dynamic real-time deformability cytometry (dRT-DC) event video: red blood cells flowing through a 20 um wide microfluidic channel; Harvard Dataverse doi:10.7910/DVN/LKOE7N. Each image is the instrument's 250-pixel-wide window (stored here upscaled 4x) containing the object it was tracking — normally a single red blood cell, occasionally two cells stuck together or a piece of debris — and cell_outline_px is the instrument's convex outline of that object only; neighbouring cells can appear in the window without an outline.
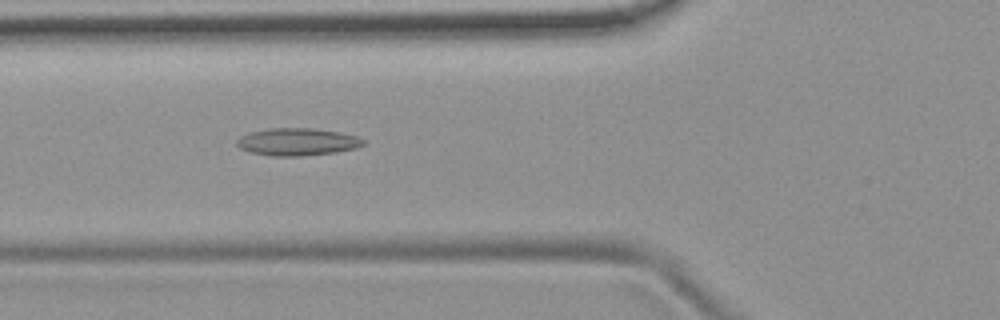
{"species": "common noctule bat (a hibernating species)", "species_latin": "Nyctalus noctula", "temperature_condition": "room temperature", "stored_images_in_passage": 10, "camera_frame_rate_fps": 3000, "um_per_image_px": 0.085, "animal": {"sex": "female", "body_mass_g": 19.9}, "frame": {"image": 1, "passage_image": 7, "time_ms": 2.0, "image_size_px": [1000, 320], "cell_outline_px": [[364, 144], [356, 148], [336, 152], [300, 156], [272, 156], [248, 152], [240, 148], [236, 144], [236, 140], [240, 136], [248, 132], [268, 128], [312, 128], [340, 132], [356, 136], [364, 140]], "centroid_in_image_um": [25.22, 12.05], "position_along_channel_um": 100.6, "area_um2": 20.35}}
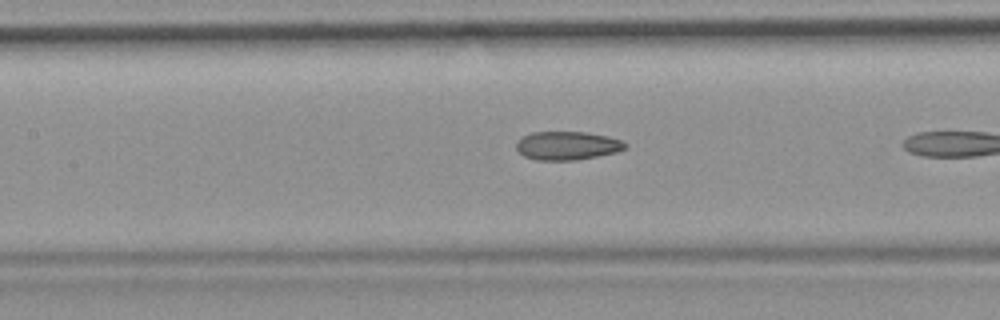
{"frame": {"image": 2, "passage_image": 9, "time_ms": 2.667, "image_size_px": [1000, 320], "cell_outline_px": [[628, 144], [624, 148], [616, 152], [576, 160], [536, 160], [524, 156], [516, 148], [516, 140], [532, 132], [588, 132], [608, 136], [620, 140]], "centroid_in_image_um": [48.19, 12.37], "position_along_channel_um": 159.2, "area_um2": 18.03}}